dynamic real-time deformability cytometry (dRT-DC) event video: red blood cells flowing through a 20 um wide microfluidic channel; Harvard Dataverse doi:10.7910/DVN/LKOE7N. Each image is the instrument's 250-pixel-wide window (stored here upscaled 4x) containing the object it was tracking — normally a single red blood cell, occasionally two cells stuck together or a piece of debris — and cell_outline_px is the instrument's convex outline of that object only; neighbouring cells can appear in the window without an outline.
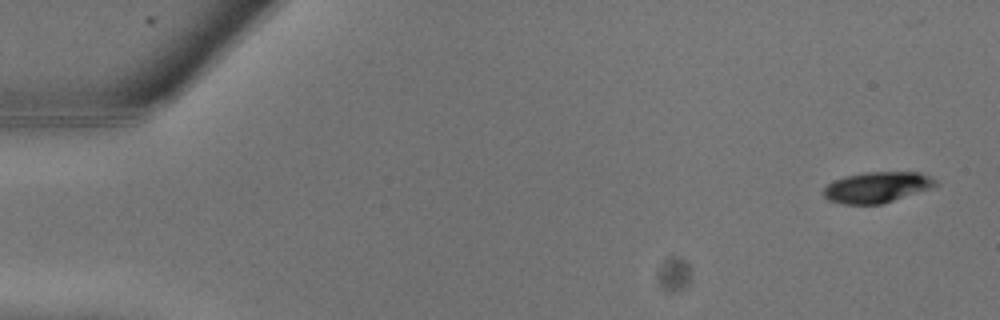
{"species": "common noctule bat (a hibernating species)", "species_latin": "Nyctalus noctula", "temperature_condition": "warm", "stored_images_in_passage": 25, "camera_frame_rate_fps": 3000, "um_per_image_px": 0.085, "animal": {"sex": "male", "body_mass_g": 13.3}, "frame": {"image": 1, "passage_image": 1, "time_ms": 0.0, "image_size_px": [1000, 320], "cell_outline_px": [[936, 184], [932, 188], [880, 204], [844, 204], [828, 200], [820, 192], [828, 184], [836, 180], [848, 176], [868, 172], [920, 172], [936, 180]], "centroid_in_image_um": [74.52, 15.92], "position_along_channel_um": 10.5, "area_um2": 19.83}}
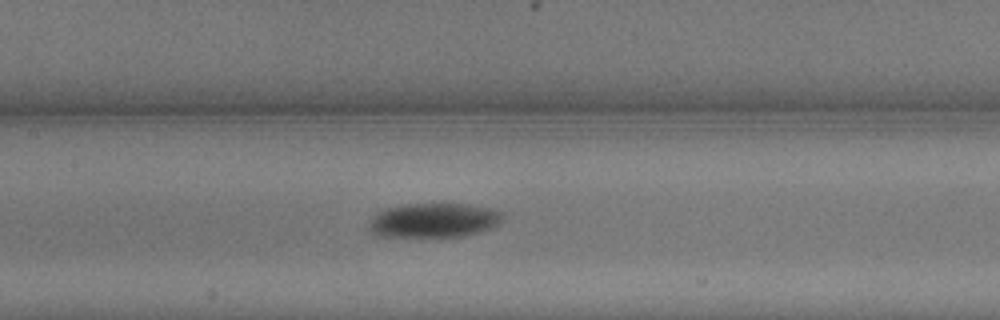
{"frame": {"image": 2, "passage_image": 12, "time_ms": 3.667, "image_size_px": [1000, 320], "cell_outline_px": [[504, 220], [496, 228], [464, 236], [380, 236], [372, 232], [368, 228], [368, 224], [372, 216], [376, 212], [384, 208], [400, 204], [468, 204], [496, 208], [504, 212]], "centroid_in_image_um": [36.95, 18.71], "position_along_channel_um": 170.5, "area_um2": 27.46}}
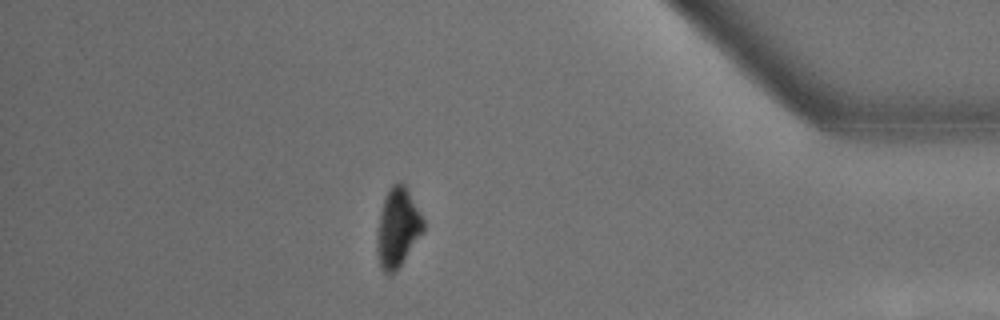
{"frame": {"image": 3, "passage_image": 22, "time_ms": 7.0, "image_size_px": [1000, 320], "cell_outline_px": [[424, 232], [396, 272], [384, 272], [380, 264], [376, 248], [376, 240], [380, 212], [384, 196], [392, 184], [400, 180], [404, 184], [420, 212], [424, 220]], "centroid_in_image_um": [33.8, 19.34], "position_along_channel_um": 401.4, "area_um2": 21.39}}